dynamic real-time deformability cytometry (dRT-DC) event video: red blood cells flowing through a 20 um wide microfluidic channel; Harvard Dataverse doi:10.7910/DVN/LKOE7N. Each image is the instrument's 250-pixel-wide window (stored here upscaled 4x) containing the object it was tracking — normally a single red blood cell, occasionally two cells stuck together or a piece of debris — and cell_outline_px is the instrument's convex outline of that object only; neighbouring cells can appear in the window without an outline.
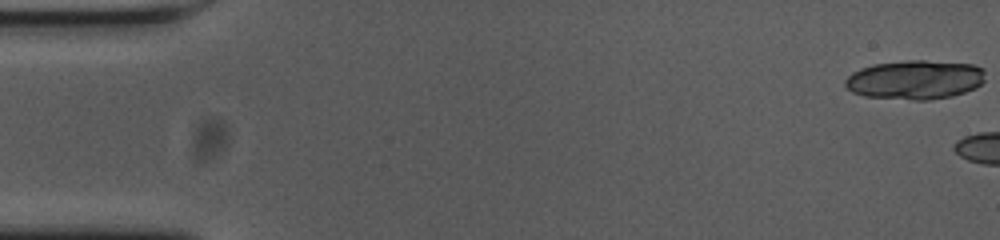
{"species": "common noctule bat (a hibernating species)", "species_latin": "Nyctalus noctula", "temperature_condition": "cold", "stored_images_in_passage": 4, "camera_frame_rate_fps": 3000, "um_per_image_px": 0.085, "animal": {"sex": "female", "body_mass_g": 23.0, "forearm_length_mm": 53.4}, "frame": {"image": 1, "passage_image": 1, "time_ms": 0.0, "image_size_px": [1000, 240], "cell_outline_px": [[984, 80], [976, 88], [952, 96], [928, 100], [912, 100], [864, 96], [852, 92], [844, 84], [844, 80], [852, 72], [860, 68], [872, 64], [908, 60], [924, 60], [972, 64], [984, 68]], "centroid_in_image_um": [77.77, 6.77], "position_along_channel_um": 7.2, "area_um2": 32.14}}